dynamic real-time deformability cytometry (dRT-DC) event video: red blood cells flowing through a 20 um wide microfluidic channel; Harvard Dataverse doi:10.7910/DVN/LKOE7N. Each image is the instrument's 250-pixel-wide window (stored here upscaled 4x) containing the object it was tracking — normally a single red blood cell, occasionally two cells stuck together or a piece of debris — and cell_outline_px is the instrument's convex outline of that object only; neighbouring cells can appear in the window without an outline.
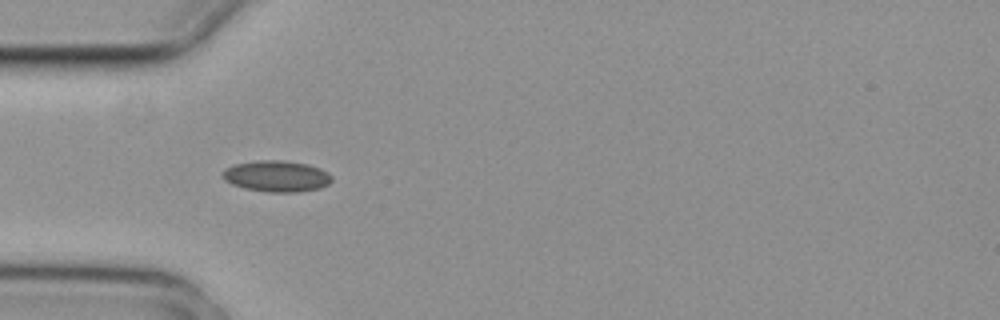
{"species": "common noctule bat (a hibernating species)", "species_latin": "Nyctalus noctula", "temperature_condition": "cold", "stored_images_in_passage": 3, "camera_frame_rate_fps": 3000, "um_per_image_px": 0.085, "animal": {"sex": "female", "body_mass_g": 29.2, "forearm_length_mm": 56.3}, "frame": {"image": 1, "passage_image": 2, "time_ms": 0.333, "image_size_px": [1000, 320], "cell_outline_px": [[332, 180], [328, 184], [320, 188], [300, 192], [264, 192], [244, 188], [232, 184], [224, 180], [224, 168], [236, 164], [256, 160], [284, 160], [308, 164], [320, 168], [328, 172], [332, 176]], "centroid_in_image_um": [23.54, 14.98], "position_along_channel_um": 61.5, "area_um2": 20.0}}
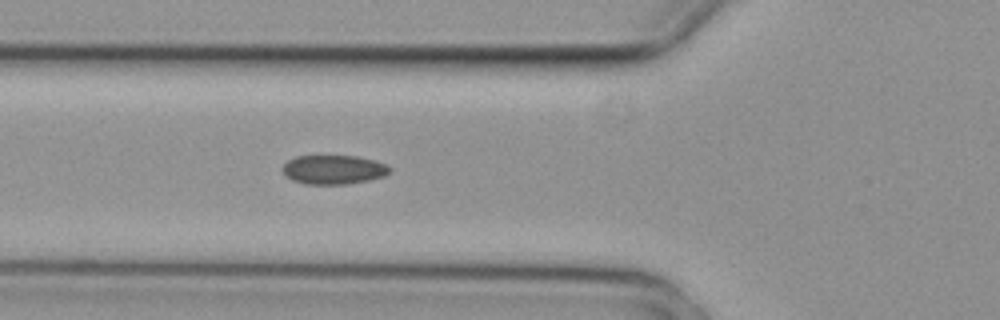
{"frame": {"image": 2, "passage_image": 3, "time_ms": 0.667, "image_size_px": [1000, 320], "cell_outline_px": [[392, 172], [384, 176], [368, 180], [348, 184], [304, 184], [292, 180], [284, 172], [284, 164], [288, 160], [296, 156], [356, 156], [388, 164], [392, 168]], "centroid_in_image_um": [28.41, 14.42], "position_along_channel_um": 97.4, "area_um2": 18.15}}